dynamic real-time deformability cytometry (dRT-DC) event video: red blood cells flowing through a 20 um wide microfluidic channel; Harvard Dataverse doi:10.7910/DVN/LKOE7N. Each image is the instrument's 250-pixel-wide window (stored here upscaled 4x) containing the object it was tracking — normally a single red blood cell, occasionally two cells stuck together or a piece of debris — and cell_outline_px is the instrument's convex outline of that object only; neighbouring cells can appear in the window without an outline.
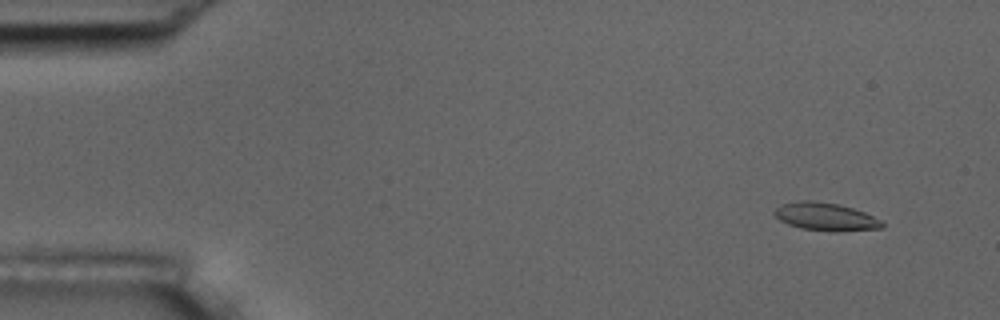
{"species": "common noctule bat (a hibernating species)", "species_latin": "Nyctalus noctula", "temperature_condition": "room temperature", "stored_images_in_passage": 55, "camera_frame_rate_fps": 3000, "um_per_image_px": 0.085, "animal": {"sex": "male", "body_mass_g": 17.5, "forearm_length_mm": 52.3}, "frame": {"image": 1, "passage_image": 5, "time_ms": 1.333, "image_size_px": [1000, 320], "cell_outline_px": [[884, 228], [836, 232], [800, 228], [788, 224], [780, 220], [772, 212], [780, 204], [796, 200], [812, 200], [840, 204], [864, 212], [880, 220], [884, 224]], "centroid_in_image_um": [70.15, 18.41], "position_along_channel_um": 14.8, "area_um2": 17.69}}
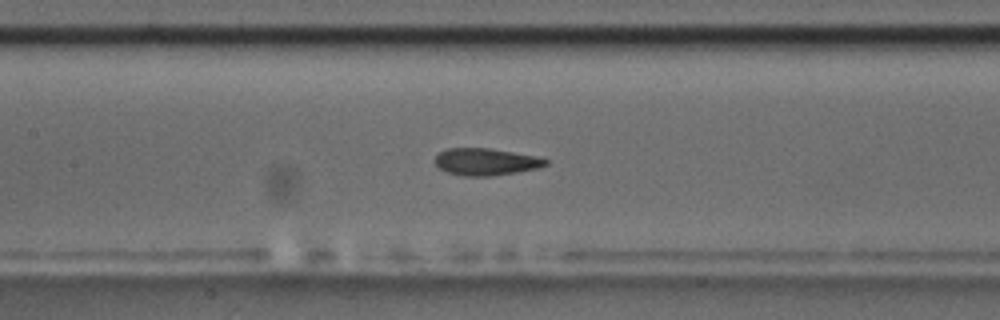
{"frame": {"image": 2, "passage_image": 26, "time_ms": 8.333, "image_size_px": [1000, 320], "cell_outline_px": [[548, 164], [536, 168], [516, 172], [492, 176], [460, 176], [444, 172], [436, 164], [436, 156], [440, 152], [448, 148], [488, 148], [536, 156], [548, 160]], "centroid_in_image_um": [41.27, 13.76], "position_along_channel_um": 166.1, "area_um2": 17.34}}
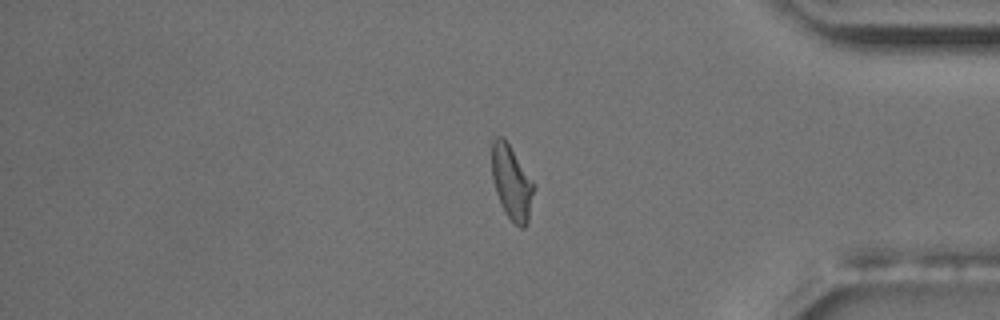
{"frame": {"image": 3, "passage_image": 46, "time_ms": 15.0, "image_size_px": [1000, 320], "cell_outline_px": [[536, 188], [528, 224], [524, 228], [520, 228], [508, 216], [496, 192], [492, 176], [492, 140], [496, 136], [504, 136], [536, 184]], "centroid_in_image_um": [43.54, 15.49], "position_along_channel_um": 391.7, "area_um2": 18.44}, "authors_computed_cell_mechanics": {"area_um2": 17.6868, "velocity_mm_per_s": 3.7386, "shape_relaxation_time_tau1_ms": 4.4396, "shape_relaxation_time_tau2_ms": 2.0568, "deformation_change_tau1": 0.1542, "deformation_change_tau2": 0.0876}}